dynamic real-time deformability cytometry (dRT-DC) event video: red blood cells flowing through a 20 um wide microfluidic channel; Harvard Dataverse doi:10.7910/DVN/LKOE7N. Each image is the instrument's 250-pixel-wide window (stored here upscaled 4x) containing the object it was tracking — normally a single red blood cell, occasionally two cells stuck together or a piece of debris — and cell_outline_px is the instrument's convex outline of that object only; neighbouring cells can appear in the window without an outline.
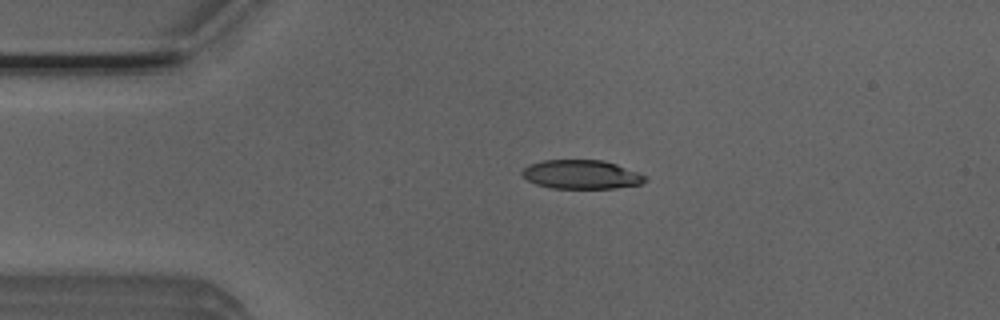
{"species": "Egyptian fruit bat (a non-hibernating species)", "species_latin": "Rousettus aegyptiacus", "temperature_condition": "room temperature", "stored_images_in_passage": 53, "camera_frame_rate_fps": 3000, "um_per_image_px": 0.085, "animal": {"sex": "male"}, "frame": {"image": 1, "passage_image": 11, "time_ms": 3.333, "image_size_px": [1000, 320], "cell_outline_px": [[648, 180], [644, 184], [616, 188], [552, 188], [536, 184], [528, 180], [520, 172], [528, 164], [544, 160], [604, 160], [640, 172], [648, 176]], "centroid_in_image_um": [49.48, 14.83], "position_along_channel_um": 35.5, "area_um2": 20.98}}
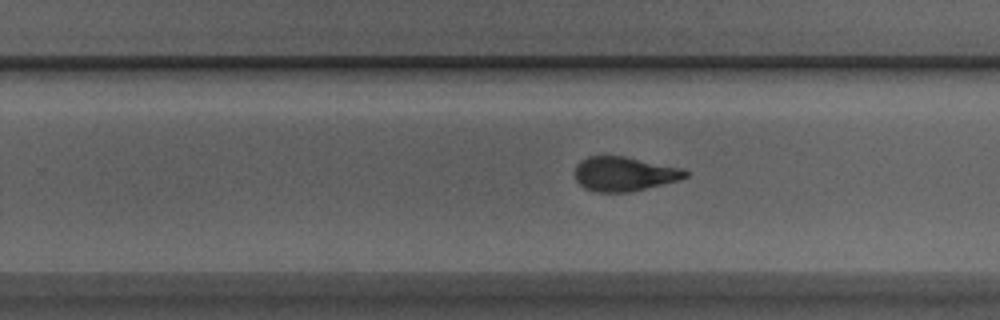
{"frame": {"image": 2, "passage_image": 32, "time_ms": 10.333, "image_size_px": [1000, 320], "cell_outline_px": [[688, 176], [680, 180], [632, 192], [596, 192], [584, 188], [576, 180], [576, 164], [580, 160], [588, 156], [624, 156], [684, 168], [688, 172]], "centroid_in_image_um": [53.08, 14.78], "position_along_channel_um": 276.7, "area_um2": 22.31}}
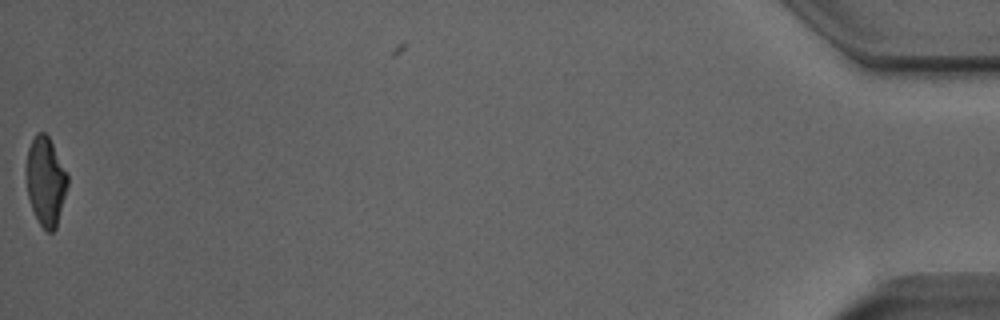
{"frame": {"image": 3, "passage_image": 52, "time_ms": 17.0, "image_size_px": [1000, 320], "cell_outline_px": [[68, 184], [56, 228], [52, 232], [48, 232], [40, 224], [32, 208], [28, 196], [24, 168], [28, 148], [36, 132], [44, 132], [48, 136], [68, 172]], "centroid_in_image_um": [3.87, 15.36], "position_along_channel_um": 431.3, "area_um2": 21.56}, "authors_computed_cell_mechanics": {"area_um2": 22.4264, "velocity_mm_per_s": 3.9345, "shape_relaxation_time_tau1_ms": 4.3547, "shape_relaxation_time_tau2_ms": 1.5574, "deformation_change_tau1": 0.1906, "deformation_change_tau2": 0.0822}}